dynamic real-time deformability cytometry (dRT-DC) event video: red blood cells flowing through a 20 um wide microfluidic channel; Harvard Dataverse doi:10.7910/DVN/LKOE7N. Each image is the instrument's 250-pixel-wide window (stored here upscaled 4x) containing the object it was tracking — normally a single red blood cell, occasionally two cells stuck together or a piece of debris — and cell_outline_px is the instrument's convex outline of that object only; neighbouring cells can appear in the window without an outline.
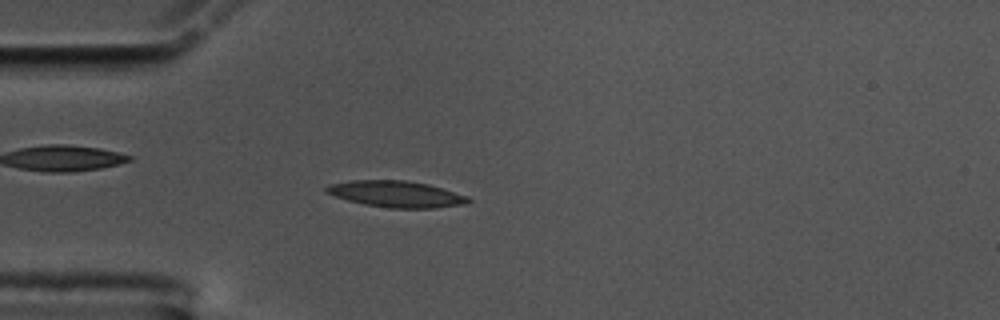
{"species": "common noctule bat (a hibernating species)", "species_latin": "Nyctalus noctula", "temperature_condition": "cold", "stored_images_in_passage": 56, "camera_frame_rate_fps": 3000, "um_per_image_px": 0.085, "animal": {"sex": "male", "body_mass_g": 17.5, "forearm_length_mm": 52.3}, "frame": {"image": 1, "passage_image": 15, "time_ms": 4.667, "image_size_px": [1000, 320], "cell_outline_px": [[472, 200], [464, 204], [436, 208], [388, 208], [364, 204], [348, 200], [324, 192], [324, 188], [328, 184], [352, 180], [404, 180], [428, 184], [468, 196]], "centroid_in_image_um": [33.66, 16.49], "position_along_channel_um": 51.3, "area_um2": 21.79}}
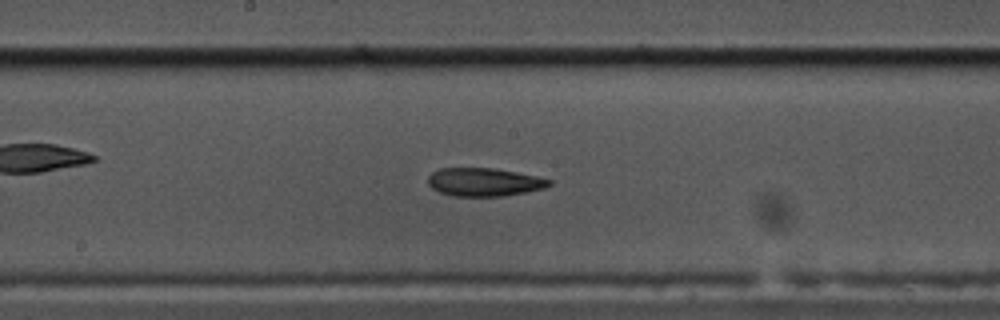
{"frame": {"image": 2, "passage_image": 29, "time_ms": 9.333, "image_size_px": [1000, 320], "cell_outline_px": [[552, 184], [544, 188], [524, 192], [500, 196], [452, 196], [440, 192], [432, 188], [428, 184], [428, 176], [432, 172], [440, 168], [496, 168], [536, 176], [552, 180]], "centroid_in_image_um": [41.13, 15.47], "position_along_channel_um": 207.1, "area_um2": 19.88}}
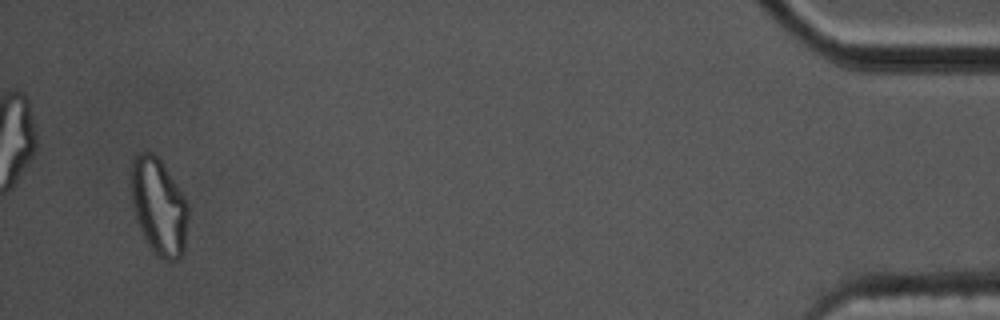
{"frame": {"image": 3, "passage_image": 54, "time_ms": 17.667, "image_size_px": [1000, 320], "cell_outline_px": [[188, 216], [184, 252], [176, 260], [164, 260], [156, 256], [148, 244], [136, 220], [128, 188], [132, 160], [140, 152], [152, 152], [160, 160], [184, 196], [188, 204]], "centroid_in_image_um": [13.46, 17.55], "position_along_channel_um": 421.7, "area_um2": 32.48}, "authors_computed_cell_mechanics": {"area_um2": 20.6635, "velocity_mm_per_s": 3.5434, "shape_relaxation_time_tau1_ms": null, "shape_relaxation_time_tau2_ms": 6.4602, "deformation_change_tau1": null, "deformation_change_tau2": 0.1615}}